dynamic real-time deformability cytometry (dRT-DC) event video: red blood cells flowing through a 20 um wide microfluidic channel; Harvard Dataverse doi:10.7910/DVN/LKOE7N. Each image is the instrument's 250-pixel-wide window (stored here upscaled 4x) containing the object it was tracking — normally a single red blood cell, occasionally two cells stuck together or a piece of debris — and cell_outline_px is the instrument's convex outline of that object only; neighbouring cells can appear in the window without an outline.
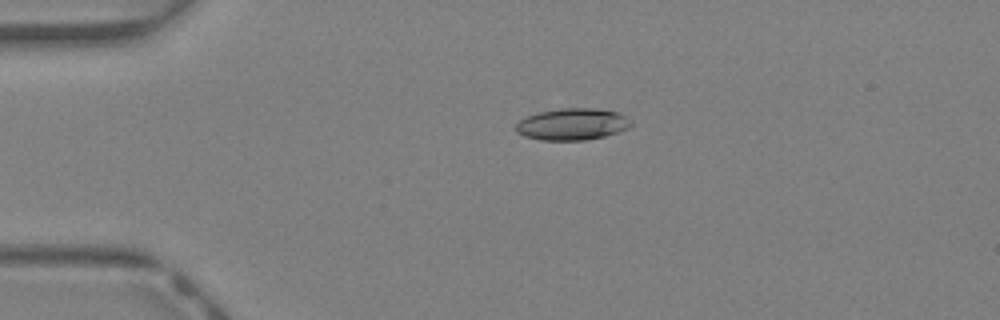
{"species": "Egyptian fruit bat (a non-hibernating species)", "species_latin": "Rousettus aegyptiacus", "temperature_condition": "warm", "stored_images_in_passage": 31, "camera_frame_rate_fps": 3000, "um_per_image_px": 0.085, "animal": {"sex": "female"}, "frame": {"image": 1, "passage_image": 1, "time_ms": 0.0, "image_size_px": [1000, 320], "cell_outline_px": [[632, 124], [628, 128], [604, 136], [584, 140], [540, 140], [524, 136], [516, 132], [516, 124], [520, 120], [528, 116], [540, 112], [560, 108], [596, 108], [616, 112], [632, 120]], "centroid_in_image_um": [48.64, 10.56], "position_along_channel_um": 36.4, "area_um2": 21.15}}
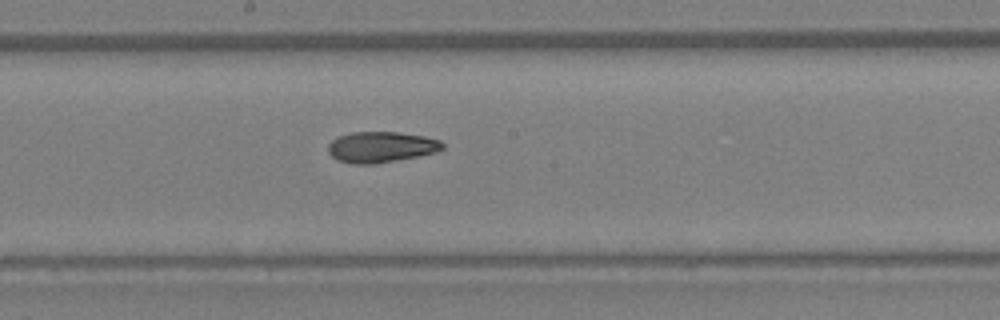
{"frame": {"image": 2, "passage_image": 15, "time_ms": 4.667, "image_size_px": [1000, 320], "cell_outline_px": [[444, 148], [436, 152], [420, 156], [376, 164], [352, 164], [336, 160], [328, 152], [328, 144], [332, 140], [340, 136], [352, 132], [396, 132], [424, 136], [440, 140], [444, 144]], "centroid_in_image_um": [32.39, 12.51], "position_along_channel_um": 215.8, "area_um2": 20.69}}
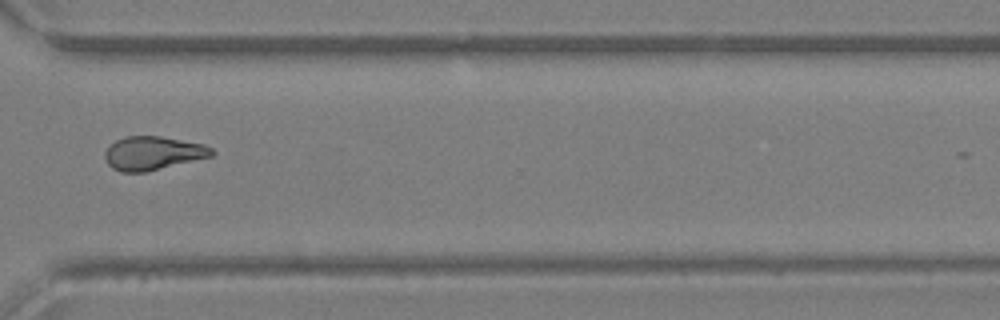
{"frame": {"image": 3, "passage_image": 24, "time_ms": 7.667, "image_size_px": [1000, 320], "cell_outline_px": [[216, 152], [212, 156], [148, 172], [120, 172], [112, 168], [108, 164], [104, 156], [104, 152], [116, 140], [124, 136], [160, 136], [204, 144], [212, 148]], "centroid_in_image_um": [13.01, 13.03], "position_along_channel_um": 357.6, "area_um2": 21.04}, "authors_computed_cell_mechanics": {"area_um2": 20.6924, "velocity_mm_per_s": 4.7271, "shape_relaxation_time_tau1_ms": 9.111, "shape_relaxation_time_tau2_ms": 5.0867, "deformation_change_tau1": 0.2427, "deformation_change_tau2": 0.1412}}